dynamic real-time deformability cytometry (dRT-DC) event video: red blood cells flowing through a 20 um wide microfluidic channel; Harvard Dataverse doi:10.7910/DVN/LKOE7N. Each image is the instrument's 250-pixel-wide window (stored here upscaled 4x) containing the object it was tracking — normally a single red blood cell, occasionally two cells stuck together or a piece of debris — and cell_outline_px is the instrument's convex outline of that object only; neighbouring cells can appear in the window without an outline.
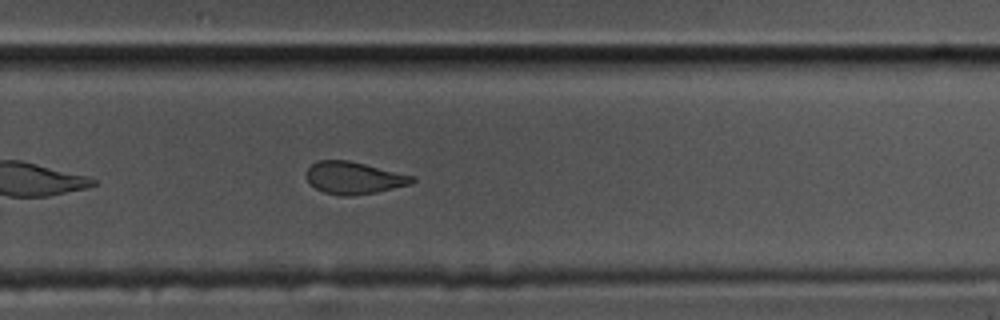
{"species": "common noctule bat (a hibernating species)", "species_latin": "Nyctalus noctula", "temperature_condition": "cold", "stored_images_in_passage": 40, "camera_frame_rate_fps": 3000, "um_per_image_px": 0.085, "animal": {"sex": "male", "body_mass_g": 17.5, "forearm_length_mm": 52.3}, "frame": {"image": 1, "passage_image": 23, "time_ms": 7.333, "image_size_px": [1000, 320], "cell_outline_px": [[416, 180], [412, 184], [376, 192], [352, 196], [340, 196], [324, 192], [316, 188], [308, 180], [308, 168], [316, 160], [348, 160], [416, 176]], "centroid_in_image_um": [30.13, 15.12], "position_along_channel_um": 299.7, "area_um2": 19.83}}
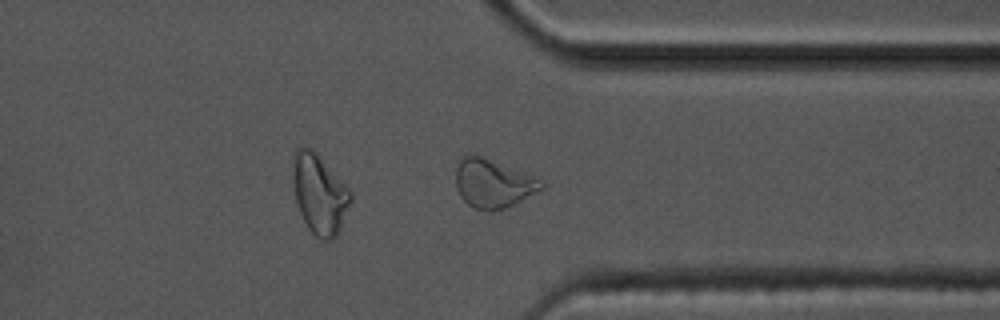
{"frame": {"image": 2, "passage_image": 29, "time_ms": 9.333, "image_size_px": [1000, 320], "cell_outline_px": [[544, 188], [504, 208], [492, 212], [488, 212], [476, 208], [468, 204], [460, 196], [456, 188], [456, 168], [460, 160], [464, 156], [480, 156], [540, 176], [544, 184]], "centroid_in_image_um": [41.95, 15.59], "position_along_channel_um": 369.5, "area_um2": 24.28}, "authors_computed_cell_mechanics": {"area_um2": 21.1548, "velocity_mm_per_s": 3.5471, "shape_relaxation_time_tau1_ms": null, "shape_relaxation_time_tau2_ms": 3.6061, "deformation_change_tau1": null, "deformation_change_tau2": 0.104}}